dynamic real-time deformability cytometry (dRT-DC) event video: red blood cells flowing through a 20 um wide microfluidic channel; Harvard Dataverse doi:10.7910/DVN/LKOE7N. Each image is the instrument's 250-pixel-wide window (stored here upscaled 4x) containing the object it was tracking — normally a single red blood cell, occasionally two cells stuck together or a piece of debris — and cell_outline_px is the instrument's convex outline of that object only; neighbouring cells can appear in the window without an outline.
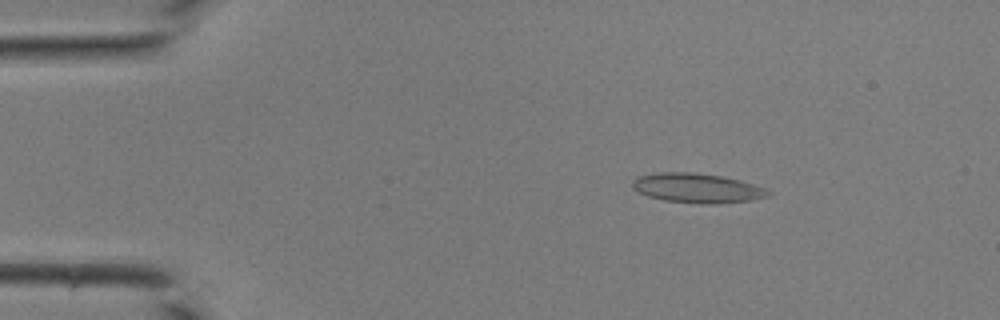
{"species": "common noctule bat (a hibernating species)", "species_latin": "Nyctalus noctula", "temperature_condition": "room temperature", "stored_images_in_passage": 37, "camera_frame_rate_fps": 3000, "um_per_image_px": 0.085, "animal": {"sex": "male", "body_mass_g": 19.0, "forearm_length_mm": 50.8}, "frame": {"image": 1, "passage_image": 2, "time_ms": 0.333, "image_size_px": [1000, 320], "cell_outline_px": [[772, 196], [752, 200], [716, 204], [700, 204], [664, 200], [648, 196], [632, 188], [632, 180], [640, 176], [656, 172], [692, 172], [720, 176], [740, 180], [768, 188], [772, 192]], "centroid_in_image_um": [59.32, 15.99], "position_along_channel_um": 25.7, "area_um2": 23.58}}
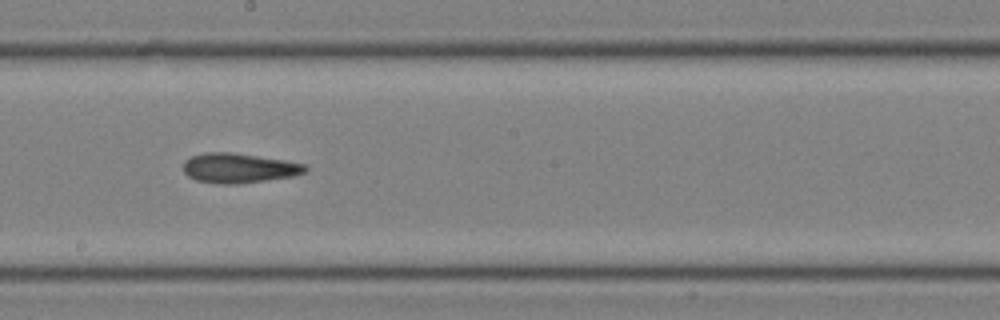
{"frame": {"image": 2, "passage_image": 19, "time_ms": 6.0, "image_size_px": [1000, 320], "cell_outline_px": [[308, 168], [304, 172], [292, 176], [236, 184], [224, 184], [196, 180], [188, 176], [184, 172], [184, 160], [192, 156], [204, 152], [232, 152], [288, 160], [308, 164]], "centroid_in_image_um": [20.32, 14.26], "position_along_channel_um": 227.9, "area_um2": 21.15}}
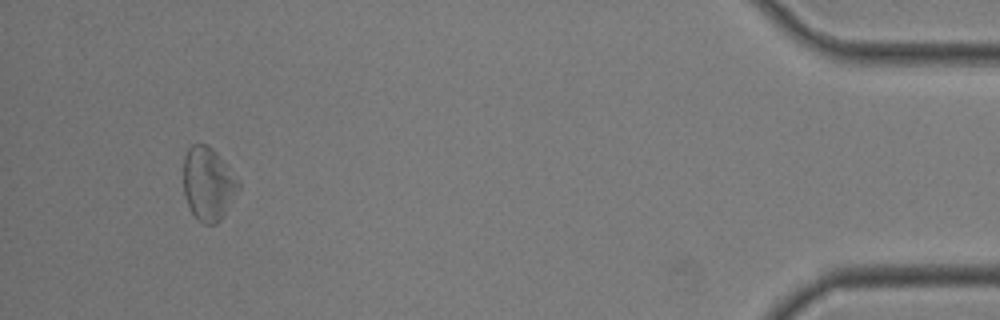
{"frame": {"image": 3, "passage_image": 35, "time_ms": 11.333, "image_size_px": [1000, 320], "cell_outline_px": [[240, 188], [224, 216], [216, 224], [204, 224], [192, 212], [188, 204], [184, 192], [184, 156], [188, 148], [192, 144], [204, 144], [212, 148], [224, 160], [240, 184]], "centroid_in_image_um": [17.71, 15.62], "position_along_channel_um": 417.5, "area_um2": 23.35}}